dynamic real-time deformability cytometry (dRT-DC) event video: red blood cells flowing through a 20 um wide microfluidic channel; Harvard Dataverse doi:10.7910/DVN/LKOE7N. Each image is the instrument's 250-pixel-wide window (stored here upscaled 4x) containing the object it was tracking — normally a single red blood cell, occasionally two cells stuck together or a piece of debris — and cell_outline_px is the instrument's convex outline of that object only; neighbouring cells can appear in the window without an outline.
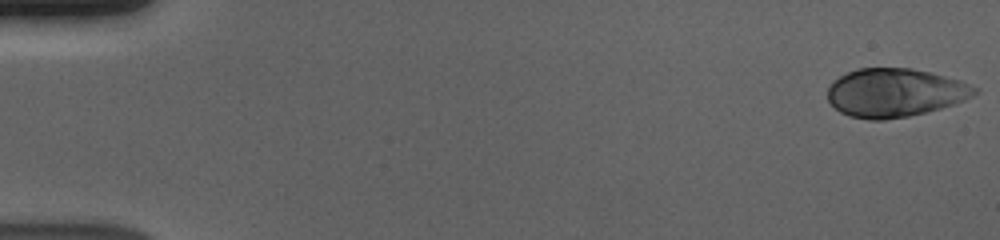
{"species": "human", "species_latin": "Homo sapiens", "temperature_condition": "cold", "stored_images_in_passage": 56, "camera_frame_rate_fps": 3000, "um_per_image_px": 0.085, "donor": {"sex": "male"}, "frame": {"image": 1, "passage_image": 1, "time_ms": 0.0, "image_size_px": [1000, 240], "cell_outline_px": [[976, 92], [972, 96], [964, 100], [940, 108], [908, 116], [884, 120], [868, 120], [848, 116], [840, 112], [828, 100], [828, 88], [840, 76], [848, 72], [860, 68], [912, 68], [932, 72], [960, 80], [976, 88]], "centroid_in_image_um": [76.05, 7.88], "position_along_channel_um": 8.9, "area_um2": 41.27}}
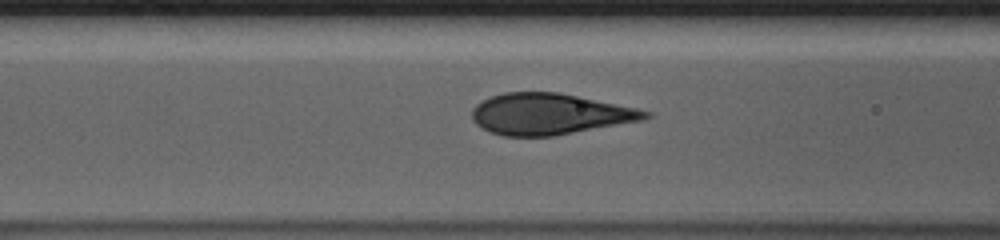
{"frame": {"image": 2, "passage_image": 23, "time_ms": 7.333, "image_size_px": [1000, 240], "cell_outline_px": [[652, 116], [644, 120], [552, 136], [504, 136], [492, 132], [476, 124], [472, 120], [472, 108], [476, 104], [492, 96], [504, 92], [556, 92], [636, 108], [652, 112]], "centroid_in_image_um": [46.71, 9.69], "position_along_channel_um": 119.9, "area_um2": 41.15}}
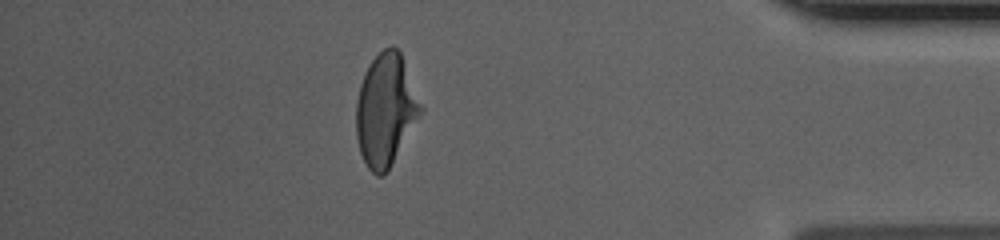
{"frame": {"image": 3, "passage_image": 49, "time_ms": 16.0, "image_size_px": [1000, 240], "cell_outline_px": [[424, 108], [384, 176], [376, 176], [368, 168], [360, 152], [356, 136], [356, 100], [360, 84], [364, 72], [372, 60], [384, 48], [392, 44], [400, 52]], "centroid_in_image_um": [32.76, 9.32], "position_along_channel_um": 402.4, "area_um2": 41.85}}